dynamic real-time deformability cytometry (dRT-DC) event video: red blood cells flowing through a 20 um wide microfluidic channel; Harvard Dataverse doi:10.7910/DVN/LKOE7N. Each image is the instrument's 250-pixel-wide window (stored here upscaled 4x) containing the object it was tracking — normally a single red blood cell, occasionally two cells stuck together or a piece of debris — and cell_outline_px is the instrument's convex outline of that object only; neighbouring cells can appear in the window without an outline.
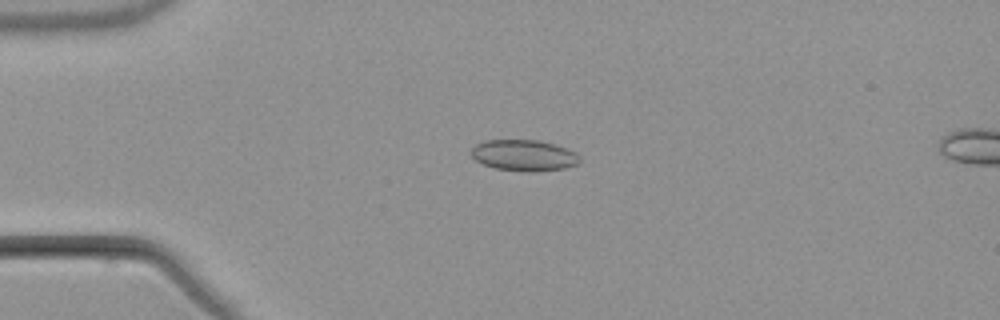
{"species": "common noctule bat (a hibernating species)", "species_latin": "Nyctalus noctula", "temperature_condition": "warm", "stored_images_in_passage": 5, "camera_frame_rate_fps": 3000, "um_per_image_px": 0.085, "animal": {"sex": "male", "body_mass_g": 21.5, "forearm_length_mm": 52.0}, "frame": {"image": 1, "passage_image": 4, "time_ms": 3.667, "image_size_px": [1000, 320], "cell_outline_px": [[580, 160], [576, 164], [564, 168], [528, 172], [524, 172], [496, 168], [484, 164], [476, 160], [472, 156], [472, 148], [476, 144], [484, 140], [540, 140], [556, 144], [576, 152], [580, 156]], "centroid_in_image_um": [44.55, 13.19], "position_along_channel_um": 40.5, "area_um2": 19.65}}